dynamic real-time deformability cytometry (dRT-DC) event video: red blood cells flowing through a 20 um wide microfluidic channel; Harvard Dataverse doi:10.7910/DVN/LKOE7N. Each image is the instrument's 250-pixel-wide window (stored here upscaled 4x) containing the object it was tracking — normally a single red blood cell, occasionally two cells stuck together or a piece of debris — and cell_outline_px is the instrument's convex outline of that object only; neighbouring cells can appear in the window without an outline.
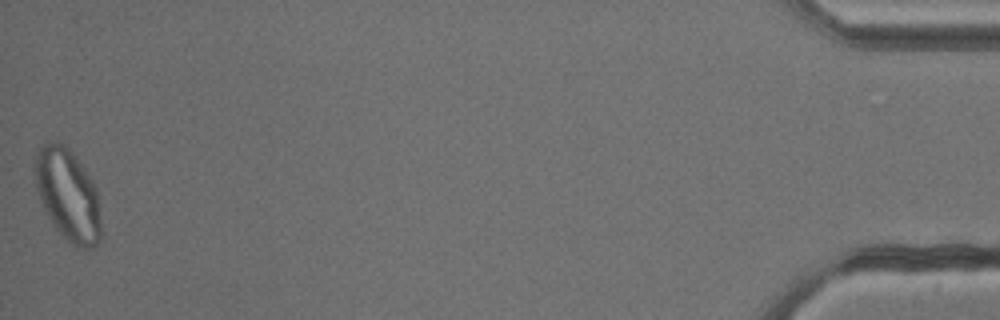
{"species": "common noctule bat (a hibernating species)", "species_latin": "Nyctalus noctula", "temperature_condition": "cold", "stored_images_in_passage": 53, "camera_frame_rate_fps": 3000, "um_per_image_px": 0.085, "animal": {"sex": "male", "body_mass_g": 13.3}, "frame": {"image": 1, "passage_image": 53, "time_ms": 17.333, "image_size_px": [1000, 320], "cell_outline_px": [[100, 240], [92, 248], [76, 248], [56, 228], [44, 212], [36, 188], [32, 172], [32, 168], [36, 152], [44, 144], [56, 140], [64, 144], [68, 148], [92, 180], [96, 188], [100, 220]], "centroid_in_image_um": [5.72, 16.54], "position_along_channel_um": 429.5, "area_um2": 35.43}, "authors_computed_cell_mechanics": {"area_um2": 29.8248, "velocity_mm_per_s": 3.7908, "shape_relaxation_time_tau1_ms": null, "shape_relaxation_time_tau2_ms": 1.3, "deformation_change_tau1": null, "deformation_change_tau2": 0.0762}}